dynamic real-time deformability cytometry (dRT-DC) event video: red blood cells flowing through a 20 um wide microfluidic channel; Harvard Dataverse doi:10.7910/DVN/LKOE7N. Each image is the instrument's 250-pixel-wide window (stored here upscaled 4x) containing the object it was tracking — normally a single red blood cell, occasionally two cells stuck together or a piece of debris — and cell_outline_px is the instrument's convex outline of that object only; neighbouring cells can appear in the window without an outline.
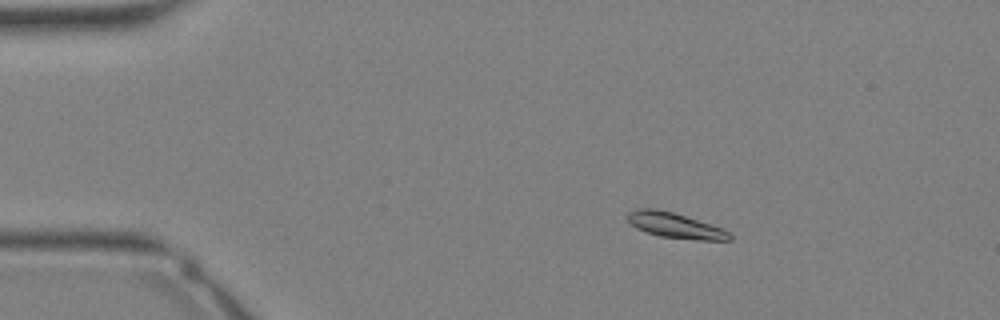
{"species": "Egyptian fruit bat (a non-hibernating species)", "species_latin": "Rousettus aegyptiacus", "temperature_condition": "warm", "stored_images_in_passage": 34, "camera_frame_rate_fps": 3000, "um_per_image_px": 0.085, "animal": {"sex": "female"}, "frame": {"image": 1, "passage_image": 5, "time_ms": 1.333, "image_size_px": [1000, 320], "cell_outline_px": [[732, 240], [700, 240], [660, 236], [636, 228], [624, 216], [628, 212], [636, 208], [656, 208], [672, 212], [724, 228], [732, 236]], "centroid_in_image_um": [57.37, 19.15], "position_along_channel_um": 27.6, "area_um2": 15.03}}
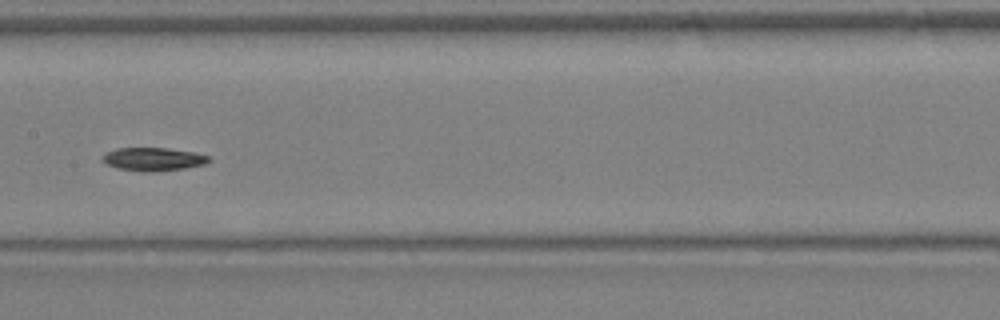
{"frame": {"image": 2, "passage_image": 17, "time_ms": 5.333, "image_size_px": [1000, 320], "cell_outline_px": [[212, 160], [204, 164], [184, 168], [152, 172], [144, 172], [116, 168], [108, 164], [104, 160], [104, 156], [108, 152], [116, 148], [168, 148], [196, 152], [208, 156]], "centroid_in_image_um": [13.08, 13.53], "position_along_channel_um": 194.3, "area_um2": 14.28}}
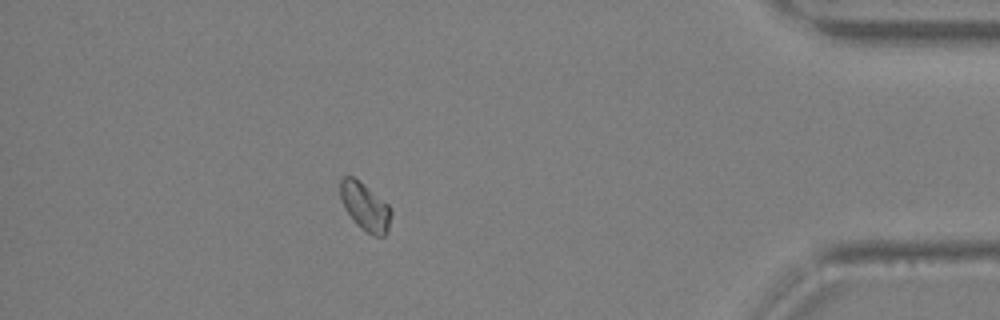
{"frame": {"image": 3, "passage_image": 30, "time_ms": 9.667, "image_size_px": [1000, 320], "cell_outline_px": [[392, 212], [388, 232], [384, 236], [372, 236], [360, 228], [356, 224], [344, 208], [340, 200], [340, 180], [344, 176], [352, 176], [360, 180], [388, 204], [392, 208]], "centroid_in_image_um": [31.04, 17.57], "position_along_channel_um": 404.2, "area_um2": 14.51}}